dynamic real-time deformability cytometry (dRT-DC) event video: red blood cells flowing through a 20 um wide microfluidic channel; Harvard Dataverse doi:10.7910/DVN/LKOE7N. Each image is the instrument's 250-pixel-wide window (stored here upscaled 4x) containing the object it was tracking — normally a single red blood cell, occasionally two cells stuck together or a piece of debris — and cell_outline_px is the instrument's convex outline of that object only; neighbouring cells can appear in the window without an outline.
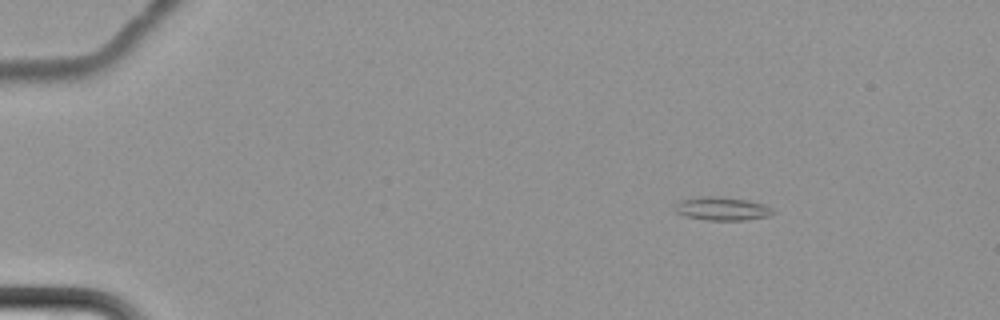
{"species": "common noctule bat (a hibernating species)", "species_latin": "Nyctalus noctula", "temperature_condition": "cold", "stored_images_in_passage": 7, "camera_frame_rate_fps": 3000, "um_per_image_px": 0.085, "animal": {"sex": "female", "body_mass_g": 22.7, "forearm_length_mm": 54.2}, "frame": {"image": 1, "passage_image": 3, "time_ms": 3.0, "image_size_px": [1000, 320], "cell_outline_px": [[776, 212], [768, 216], [744, 220], [708, 220], [684, 216], [676, 212], [672, 208], [680, 200], [704, 196], [716, 196], [748, 200], [764, 204], [772, 208]], "centroid_in_image_um": [61.36, 17.74], "position_along_channel_um": 23.6, "area_um2": 13.41}}
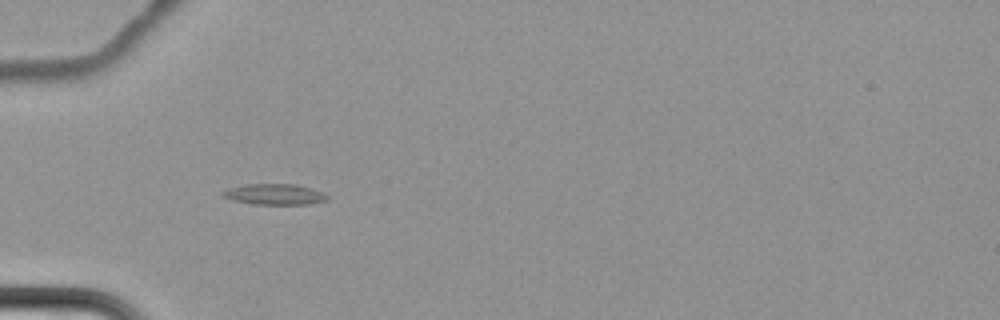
{"frame": {"image": 2, "passage_image": 6, "time_ms": 7.333, "image_size_px": [1000, 320], "cell_outline_px": [[328, 200], [308, 204], [252, 204], [232, 200], [224, 196], [220, 192], [228, 188], [244, 184], [296, 184], [312, 188], [328, 196]], "centroid_in_image_um": [23.31, 16.51], "position_along_channel_um": 61.7, "area_um2": 12.66}}
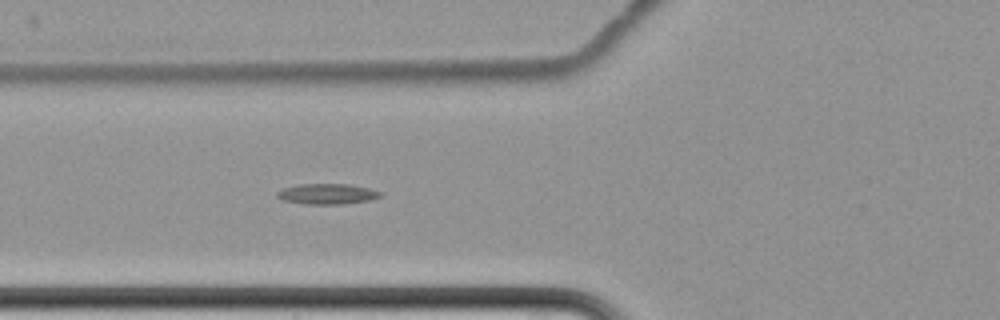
{"frame": {"image": 3, "passage_image": 7, "time_ms": 8.667, "image_size_px": [1000, 320], "cell_outline_px": [[380, 196], [368, 200], [340, 204], [304, 204], [284, 200], [276, 196], [276, 192], [284, 188], [300, 184], [348, 184], [368, 188], [380, 192]], "centroid_in_image_um": [27.76, 16.48], "position_along_channel_um": 98.0, "area_um2": 12.08}}